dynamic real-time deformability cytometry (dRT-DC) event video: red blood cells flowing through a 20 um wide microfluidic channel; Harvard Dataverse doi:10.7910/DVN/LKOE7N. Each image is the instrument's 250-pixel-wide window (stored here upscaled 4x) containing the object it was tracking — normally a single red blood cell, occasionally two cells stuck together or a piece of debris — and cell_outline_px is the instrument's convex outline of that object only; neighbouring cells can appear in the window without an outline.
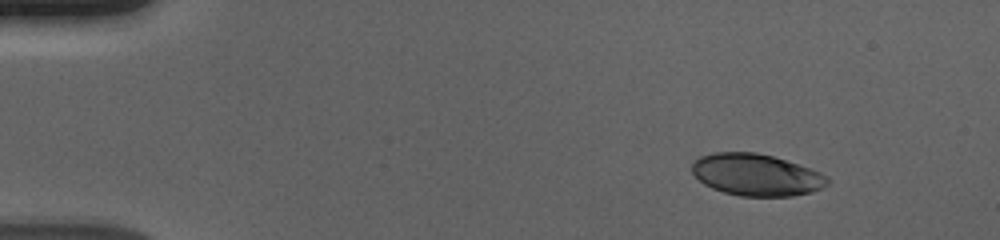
{"species": "human", "species_latin": "Homo sapiens", "temperature_condition": "cold", "stored_images_in_passage": 50, "camera_frame_rate_fps": 3000, "um_per_image_px": 0.085, "donor": {"sex": "male"}, "frame": {"image": 1, "passage_image": 1, "time_ms": 0.0, "image_size_px": [1000, 240], "cell_outline_px": [[828, 184], [812, 192], [792, 196], [740, 196], [724, 192], [712, 188], [704, 184], [692, 172], [692, 160], [700, 156], [712, 152], [756, 152], [772, 156], [820, 172], [828, 176]], "centroid_in_image_um": [64.25, 14.86], "position_along_channel_um": 20.7, "area_um2": 32.95}}
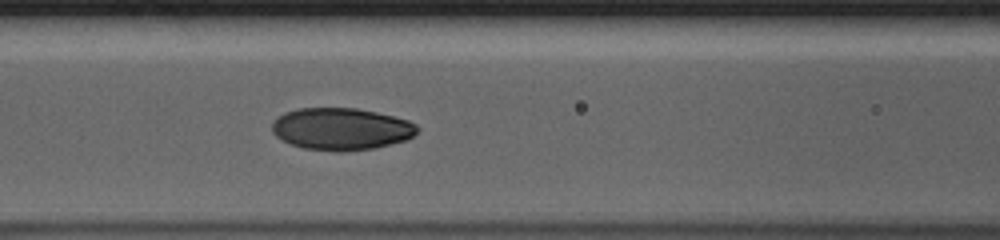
{"frame": {"image": 2, "passage_image": 19, "time_ms": 6.0, "image_size_px": [1000, 240], "cell_outline_px": [[420, 128], [408, 140], [376, 148], [344, 152], [336, 152], [304, 148], [292, 144], [276, 136], [272, 132], [272, 120], [284, 112], [300, 108], [356, 108], [376, 112], [408, 120], [416, 124]], "centroid_in_image_um": [29.01, 10.97], "position_along_channel_um": 137.6, "area_um2": 35.89}}
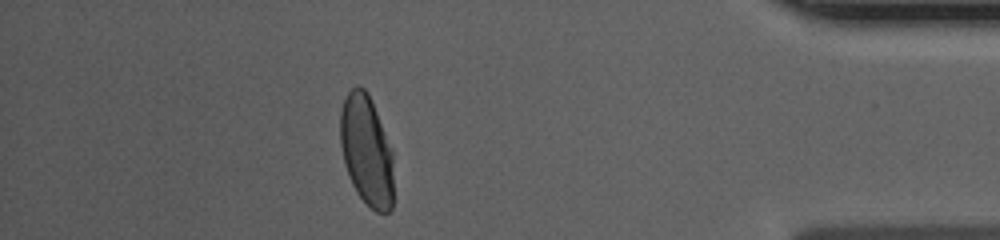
{"frame": {"image": 3, "passage_image": 44, "time_ms": 14.333, "image_size_px": [1000, 240], "cell_outline_px": [[392, 208], [388, 212], [376, 212], [356, 192], [352, 184], [344, 164], [340, 144], [340, 112], [344, 100], [348, 92], [356, 84], [364, 88], [368, 92], [372, 100], [392, 148]], "centroid_in_image_um": [31.14, 12.75], "position_along_channel_um": 404.1, "area_um2": 34.39}, "authors_computed_cell_mechanics": {"area_um2": 35.1713, "velocity_mm_per_s": 3.679, "shape_relaxation_time_tau1_ms": 3.683, "shape_relaxation_time_tau2_ms": null, "deformation_change_tau1": 0.1714, "deformation_change_tau2": null}}